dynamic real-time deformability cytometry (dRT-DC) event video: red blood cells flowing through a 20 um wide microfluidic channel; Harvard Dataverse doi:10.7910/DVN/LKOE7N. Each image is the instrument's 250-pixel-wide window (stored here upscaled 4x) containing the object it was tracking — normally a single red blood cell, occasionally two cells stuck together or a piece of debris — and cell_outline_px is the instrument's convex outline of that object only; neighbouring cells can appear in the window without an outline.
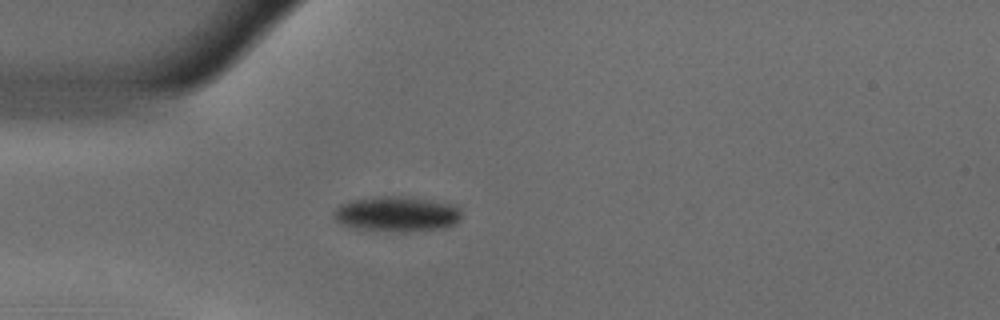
{"species": "common noctule bat (a hibernating species)", "species_latin": "Nyctalus noctula", "temperature_condition": "warm", "stored_images_in_passage": 41, "camera_frame_rate_fps": 3000, "um_per_image_px": 0.085, "animal": {"sex": "male", "body_mass_g": 18.8}, "frame": {"image": 1, "passage_image": 1, "time_ms": 0.0, "image_size_px": [1000, 320], "cell_outline_px": [[460, 220], [456, 224], [448, 228], [404, 232], [356, 228], [340, 224], [332, 216], [332, 212], [340, 204], [352, 200], [372, 196], [400, 196], [428, 200], [452, 204], [460, 208]], "centroid_in_image_um": [33.72, 18.19], "position_along_channel_um": 51.3, "area_um2": 26.41}}
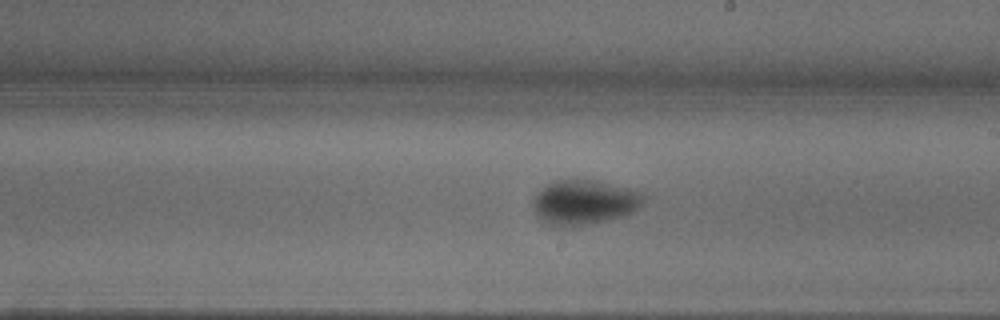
{"frame": {"image": 2, "passage_image": 17, "time_ms": 5.333, "image_size_px": [1000, 320], "cell_outline_px": [[644, 200], [640, 208], [624, 216], [588, 224], [556, 228], [544, 224], [540, 220], [532, 208], [532, 200], [548, 184], [556, 180], [596, 180], [628, 188], [640, 192], [644, 196]], "centroid_in_image_um": [49.64, 17.22], "position_along_channel_um": 239.4, "area_um2": 28.9}}
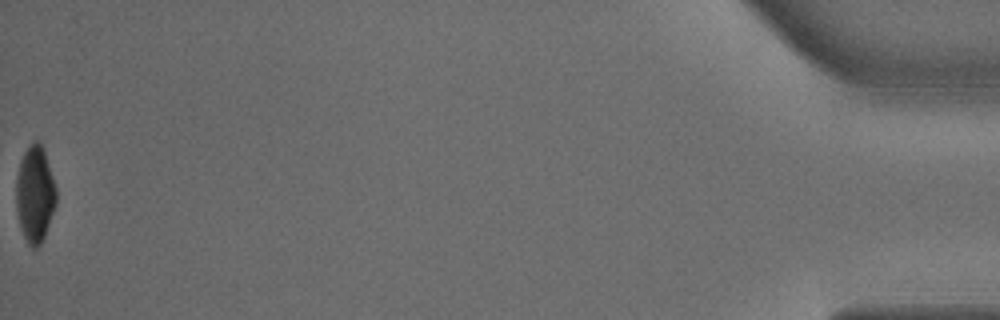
{"frame": {"image": 3, "passage_image": 41, "time_ms": 13.333, "image_size_px": [1000, 320], "cell_outline_px": [[56, 204], [44, 236], [40, 244], [36, 248], [32, 248], [28, 244], [24, 236], [16, 212], [16, 176], [20, 160], [24, 152], [32, 140], [40, 140], [44, 148], [56, 188]], "centroid_in_image_um": [2.96, 16.45], "position_along_channel_um": 432.2, "area_um2": 22.66}, "authors_computed_cell_mechanics": {"area_um2": 26.7614, "velocity_mm_per_s": 3.6746, "shape_relaxation_time_tau1_ms": 3.8034, "shape_relaxation_time_tau2_ms": null, "deformation_change_tau1": 0.1543, "deformation_change_tau2": null}}